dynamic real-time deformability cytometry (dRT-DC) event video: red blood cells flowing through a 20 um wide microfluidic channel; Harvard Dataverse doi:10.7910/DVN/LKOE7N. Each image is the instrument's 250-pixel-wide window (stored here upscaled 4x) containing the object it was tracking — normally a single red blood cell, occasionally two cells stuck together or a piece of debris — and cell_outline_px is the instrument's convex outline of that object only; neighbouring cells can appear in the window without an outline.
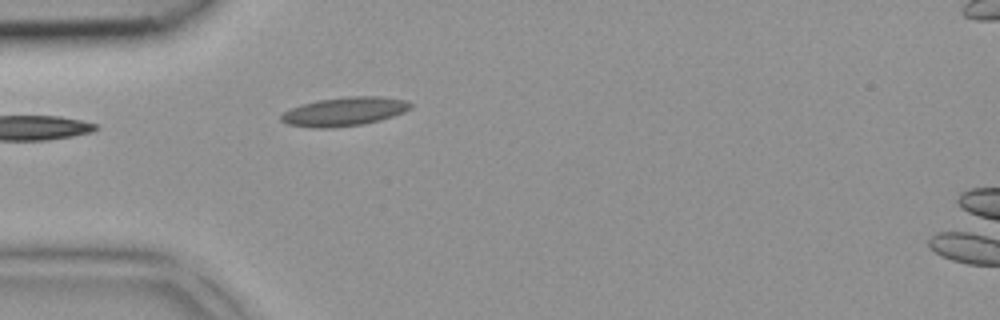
{"species": "common noctule bat (a hibernating species)", "species_latin": "Nyctalus noctula", "temperature_condition": "room temperature", "stored_images_in_passage": 3, "camera_frame_rate_fps": 3000, "um_per_image_px": 0.085, "animal": {"sex": "female", "body_mass_g": 18.4}, "frame": {"image": 1, "passage_image": 3, "time_ms": 0.667, "image_size_px": [1000, 320], "cell_outline_px": [[412, 108], [404, 112], [380, 120], [360, 124], [332, 128], [316, 128], [288, 124], [280, 120], [280, 116], [284, 112], [300, 104], [320, 100], [348, 96], [380, 96], [404, 100], [412, 104]], "centroid_in_image_um": [29.27, 9.48], "position_along_channel_um": 55.7, "area_um2": 21.5}}